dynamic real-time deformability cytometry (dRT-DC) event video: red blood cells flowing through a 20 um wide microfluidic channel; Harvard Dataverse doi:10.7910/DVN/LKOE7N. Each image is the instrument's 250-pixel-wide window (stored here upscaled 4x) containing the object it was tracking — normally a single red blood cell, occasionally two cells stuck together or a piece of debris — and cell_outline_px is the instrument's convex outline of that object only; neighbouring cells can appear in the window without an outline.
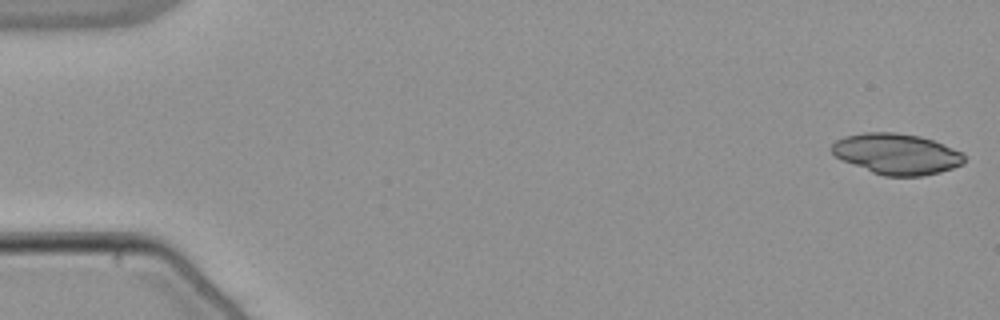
{"species": "common noctule bat (a hibernating species)", "species_latin": "Nyctalus noctula", "temperature_condition": "warm", "stored_images_in_passage": 53, "camera_frame_rate_fps": 3000, "um_per_image_px": 0.085, "animal": {"sex": "male", "body_mass_g": 21.5, "forearm_length_mm": 52.0}, "frame": {"image": 1, "passage_image": 1, "time_ms": 0.0, "image_size_px": [1000, 320], "cell_outline_px": [[964, 164], [940, 172], [920, 176], [884, 176], [872, 172], [844, 160], [836, 156], [832, 152], [832, 144], [836, 140], [844, 136], [864, 132], [896, 132], [920, 136], [932, 140], [952, 148], [960, 152], [964, 156]], "centroid_in_image_um": [76.21, 13.08], "position_along_channel_um": 8.8, "area_um2": 31.21}}